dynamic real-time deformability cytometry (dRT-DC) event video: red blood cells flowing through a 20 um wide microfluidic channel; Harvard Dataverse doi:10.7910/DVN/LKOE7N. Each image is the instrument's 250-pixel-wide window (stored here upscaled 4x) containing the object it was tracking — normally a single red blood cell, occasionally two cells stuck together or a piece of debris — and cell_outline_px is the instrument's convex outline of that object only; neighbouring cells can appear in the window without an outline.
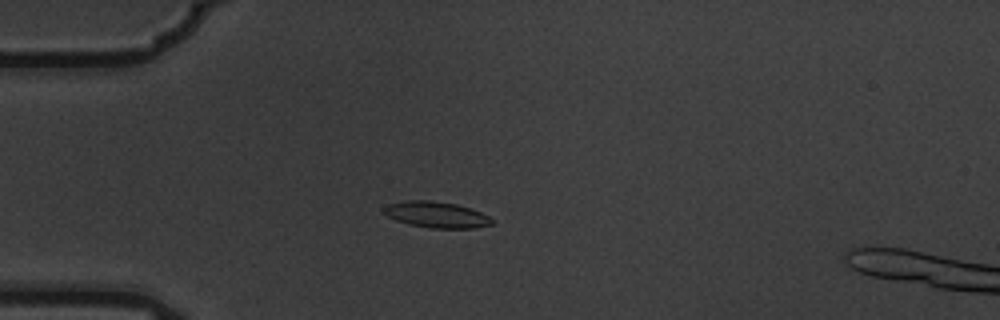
{"species": "common noctule bat (a hibernating species)", "species_latin": "Nyctalus noctula", "temperature_condition": "warm", "stored_images_in_passage": 4, "camera_frame_rate_fps": 3000, "um_per_image_px": 0.085, "animal": {"sex": "male", "body_mass_g": 19.5, "forearm_length_mm": 54.6}, "frame": {"image": 1, "passage_image": 4, "time_ms": 1.0, "image_size_px": [1000, 320], "cell_outline_px": [[492, 224], [472, 228], [432, 228], [408, 224], [396, 220], [380, 212], [380, 208], [388, 204], [408, 200], [428, 200], [456, 204], [480, 212], [488, 216], [492, 220]], "centroid_in_image_um": [37.01, 18.24], "position_along_channel_um": 48.0, "area_um2": 16.36}}